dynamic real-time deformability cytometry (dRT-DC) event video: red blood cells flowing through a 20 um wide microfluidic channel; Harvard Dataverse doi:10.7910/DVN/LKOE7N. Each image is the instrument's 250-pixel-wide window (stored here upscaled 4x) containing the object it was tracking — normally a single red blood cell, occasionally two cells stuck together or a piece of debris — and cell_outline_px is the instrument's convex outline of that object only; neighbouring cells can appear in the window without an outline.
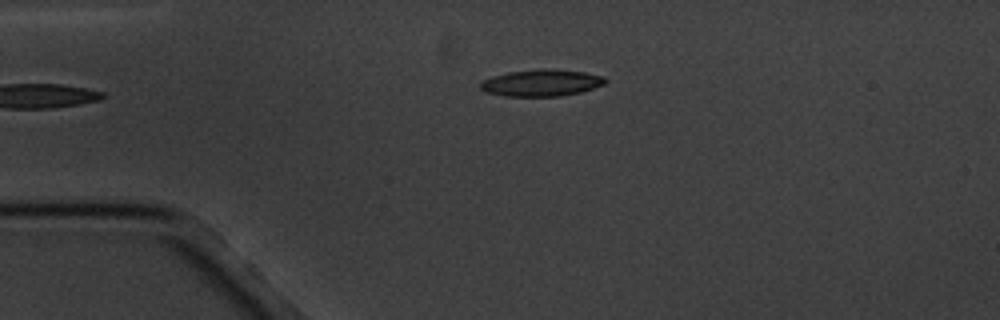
{"species": "common noctule bat (a hibernating species)", "species_latin": "Nyctalus noctula", "temperature_condition": "cold", "stored_images_in_passage": 3, "camera_frame_rate_fps": 3000, "um_per_image_px": 0.085, "animal": {"sex": "male", "body_mass_g": 20.1, "forearm_length_mm": 53.5}, "frame": {"image": 1, "passage_image": 3, "time_ms": 2.0, "image_size_px": [1000, 320], "cell_outline_px": [[608, 80], [604, 84], [580, 92], [560, 96], [504, 96], [484, 92], [480, 88], [480, 84], [484, 80], [492, 76], [508, 72], [540, 68], [584, 72], [604, 76]], "centroid_in_image_um": [46.0, 7.04], "position_along_channel_um": 39.0, "area_um2": 19.42}}